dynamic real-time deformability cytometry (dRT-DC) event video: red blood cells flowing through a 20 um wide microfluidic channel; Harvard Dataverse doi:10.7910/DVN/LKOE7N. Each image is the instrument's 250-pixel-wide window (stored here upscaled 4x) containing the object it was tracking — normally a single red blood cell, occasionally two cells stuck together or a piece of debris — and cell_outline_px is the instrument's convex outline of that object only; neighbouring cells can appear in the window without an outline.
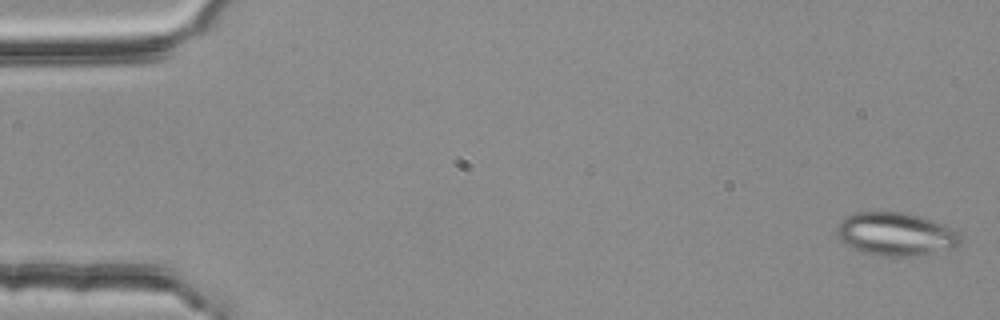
{"species": "common noctule bat (a hibernating species)", "species_latin": "Nyctalus noctula", "temperature_condition": "room temperature", "stored_images_in_passage": 4, "camera_frame_rate_fps": 3000, "um_per_image_px": 0.085, "animal": {"sex": "female", "body_mass_g": 25.1}, "frame": {"image": 1, "passage_image": 1, "time_ms": 0.0, "image_size_px": [1000, 320], "cell_outline_px": [[960, 244], [956, 248], [912, 256], [884, 256], [864, 252], [840, 240], [836, 236], [836, 228], [840, 220], [844, 216], [856, 212], [904, 212], [920, 216], [944, 224], [956, 232], [960, 236]], "centroid_in_image_um": [76.12, 19.88], "position_along_channel_um": 8.9, "area_um2": 30.98}}